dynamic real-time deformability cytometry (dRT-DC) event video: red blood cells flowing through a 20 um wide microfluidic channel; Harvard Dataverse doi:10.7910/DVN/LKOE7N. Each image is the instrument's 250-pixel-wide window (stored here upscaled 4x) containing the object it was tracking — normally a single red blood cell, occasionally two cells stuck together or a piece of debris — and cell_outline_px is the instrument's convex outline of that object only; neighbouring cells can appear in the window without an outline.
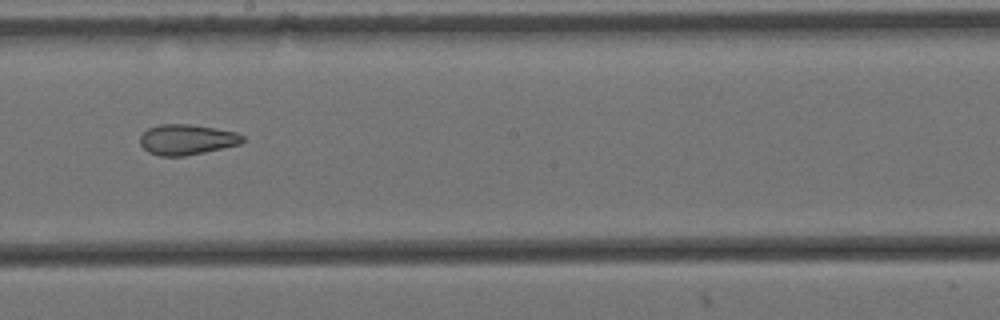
{"species": "Egyptian fruit bat (a non-hibernating species)", "species_latin": "Rousettus aegyptiacus", "temperature_condition": "cold", "stored_images_in_passage": 10, "camera_frame_rate_fps": 3000, "um_per_image_px": 0.085, "animal": {"sex": "female"}, "frame": {"image": 1, "passage_image": 9, "time_ms": 2.667, "image_size_px": [1000, 320], "cell_outline_px": [[244, 140], [240, 144], [204, 152], [184, 156], [160, 156], [148, 152], [140, 144], [140, 136], [148, 128], [160, 124], [188, 124], [236, 132], [244, 136]], "centroid_in_image_um": [15.86, 11.87], "position_along_channel_um": 232.3, "area_um2": 18.03}}
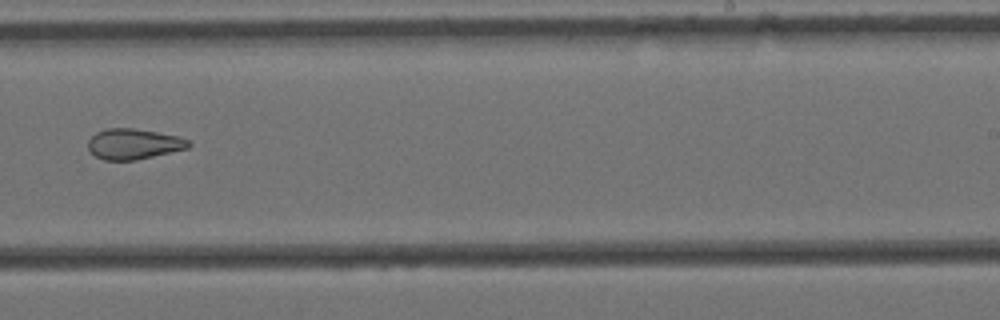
{"frame": {"image": 2, "passage_image": 10, "time_ms": 3.0, "image_size_px": [1000, 320], "cell_outline_px": [[192, 144], [188, 148], [136, 160], [104, 160], [96, 156], [88, 148], [88, 140], [96, 132], [104, 128], [132, 128], [180, 136], [192, 140]], "centroid_in_image_um": [11.39, 12.23], "position_along_channel_um": 277.6, "area_um2": 17.98}}